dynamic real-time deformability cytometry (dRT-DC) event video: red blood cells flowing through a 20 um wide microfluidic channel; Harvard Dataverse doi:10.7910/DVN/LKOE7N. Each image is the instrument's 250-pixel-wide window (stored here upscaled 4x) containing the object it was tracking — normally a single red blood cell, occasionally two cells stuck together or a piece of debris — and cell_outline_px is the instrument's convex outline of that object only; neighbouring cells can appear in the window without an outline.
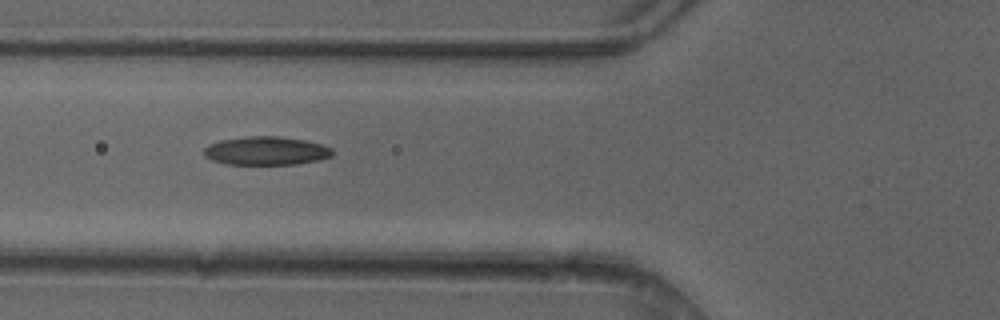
{"species": "common noctule bat (a hibernating species)", "species_latin": "Nyctalus noctula", "temperature_condition": "cold", "stored_images_in_passage": 8, "camera_frame_rate_fps": 3000, "um_per_image_px": 0.085, "animal": {"sex": "female"}, "frame": {"image": 1, "passage_image": 6, "time_ms": 1.667, "image_size_px": [1000, 320], "cell_outline_px": [[332, 156], [320, 160], [296, 164], [224, 164], [212, 160], [204, 156], [204, 148], [208, 144], [220, 140], [248, 136], [280, 136], [304, 140], [320, 144], [332, 148]], "centroid_in_image_um": [22.6, 12.82], "position_along_channel_um": 103.2, "area_um2": 21.39}}
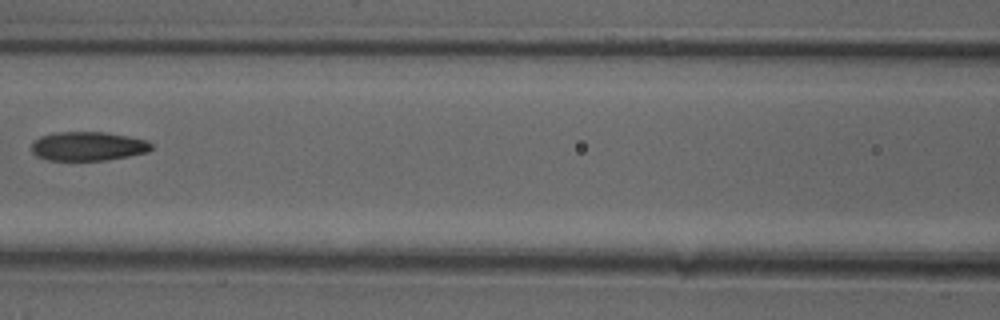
{"frame": {"image": 2, "passage_image": 7, "time_ms": 2.0, "image_size_px": [1000, 320], "cell_outline_px": [[152, 148], [148, 152], [128, 156], [104, 160], [48, 160], [36, 156], [32, 152], [32, 140], [40, 136], [56, 132], [104, 132], [128, 136], [148, 140], [152, 144]], "centroid_in_image_um": [7.46, 12.42], "position_along_channel_um": 159.1, "area_um2": 20.35}}
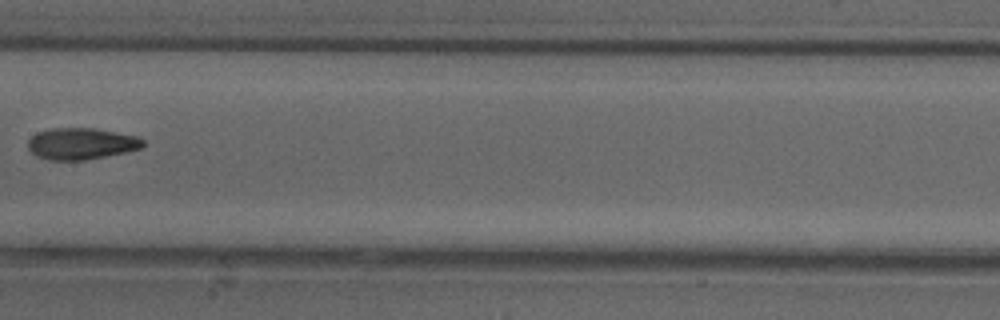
{"frame": {"image": 3, "passage_image": 8, "time_ms": 2.333, "image_size_px": [1000, 320], "cell_outline_px": [[144, 148], [84, 160], [48, 160], [36, 156], [28, 148], [28, 140], [36, 132], [52, 128], [92, 128], [136, 136], [144, 140]], "centroid_in_image_um": [6.88, 12.21], "position_along_channel_um": 200.5, "area_um2": 21.04}}